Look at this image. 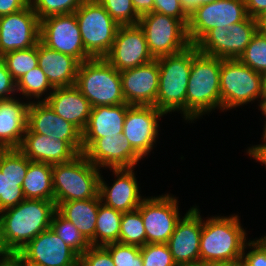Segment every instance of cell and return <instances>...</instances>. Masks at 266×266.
I'll list each match as a JSON object with an SVG mask.
<instances>
[{"instance_id": "obj_1", "label": "cell", "mask_w": 266, "mask_h": 266, "mask_svg": "<svg viewBox=\"0 0 266 266\" xmlns=\"http://www.w3.org/2000/svg\"><path fill=\"white\" fill-rule=\"evenodd\" d=\"M54 201L24 199L0 212V242L6 253H18L33 238L50 228Z\"/></svg>"}, {"instance_id": "obj_2", "label": "cell", "mask_w": 266, "mask_h": 266, "mask_svg": "<svg viewBox=\"0 0 266 266\" xmlns=\"http://www.w3.org/2000/svg\"><path fill=\"white\" fill-rule=\"evenodd\" d=\"M199 53L191 44L185 50L159 58V89L155 107L164 114L180 111L186 120V93L194 57Z\"/></svg>"}, {"instance_id": "obj_3", "label": "cell", "mask_w": 266, "mask_h": 266, "mask_svg": "<svg viewBox=\"0 0 266 266\" xmlns=\"http://www.w3.org/2000/svg\"><path fill=\"white\" fill-rule=\"evenodd\" d=\"M238 215L212 216L202 219L200 263L236 261L241 259L247 243L246 231Z\"/></svg>"}, {"instance_id": "obj_4", "label": "cell", "mask_w": 266, "mask_h": 266, "mask_svg": "<svg viewBox=\"0 0 266 266\" xmlns=\"http://www.w3.org/2000/svg\"><path fill=\"white\" fill-rule=\"evenodd\" d=\"M220 69L221 58L200 52L194 57L186 93V121L221 109Z\"/></svg>"}, {"instance_id": "obj_5", "label": "cell", "mask_w": 266, "mask_h": 266, "mask_svg": "<svg viewBox=\"0 0 266 266\" xmlns=\"http://www.w3.org/2000/svg\"><path fill=\"white\" fill-rule=\"evenodd\" d=\"M100 170L83 153L71 161L53 164L52 178L56 207L62 202L92 199L99 195Z\"/></svg>"}, {"instance_id": "obj_6", "label": "cell", "mask_w": 266, "mask_h": 266, "mask_svg": "<svg viewBox=\"0 0 266 266\" xmlns=\"http://www.w3.org/2000/svg\"><path fill=\"white\" fill-rule=\"evenodd\" d=\"M75 86L96 106L127 104L118 72L105 58H92L79 64Z\"/></svg>"}, {"instance_id": "obj_7", "label": "cell", "mask_w": 266, "mask_h": 266, "mask_svg": "<svg viewBox=\"0 0 266 266\" xmlns=\"http://www.w3.org/2000/svg\"><path fill=\"white\" fill-rule=\"evenodd\" d=\"M264 75L238 59H221V110L246 105L263 97Z\"/></svg>"}, {"instance_id": "obj_8", "label": "cell", "mask_w": 266, "mask_h": 266, "mask_svg": "<svg viewBox=\"0 0 266 266\" xmlns=\"http://www.w3.org/2000/svg\"><path fill=\"white\" fill-rule=\"evenodd\" d=\"M74 13L85 51L92 58H104L112 48L120 25L97 0H85Z\"/></svg>"}, {"instance_id": "obj_9", "label": "cell", "mask_w": 266, "mask_h": 266, "mask_svg": "<svg viewBox=\"0 0 266 266\" xmlns=\"http://www.w3.org/2000/svg\"><path fill=\"white\" fill-rule=\"evenodd\" d=\"M138 24L144 30L154 59L179 53L191 45L187 25L174 17L153 11L140 16Z\"/></svg>"}, {"instance_id": "obj_10", "label": "cell", "mask_w": 266, "mask_h": 266, "mask_svg": "<svg viewBox=\"0 0 266 266\" xmlns=\"http://www.w3.org/2000/svg\"><path fill=\"white\" fill-rule=\"evenodd\" d=\"M257 31L256 18L209 30L196 44L200 53L221 59H239Z\"/></svg>"}, {"instance_id": "obj_11", "label": "cell", "mask_w": 266, "mask_h": 266, "mask_svg": "<svg viewBox=\"0 0 266 266\" xmlns=\"http://www.w3.org/2000/svg\"><path fill=\"white\" fill-rule=\"evenodd\" d=\"M39 41L50 49L73 56L80 63L92 59L85 51L75 13L40 20Z\"/></svg>"}, {"instance_id": "obj_12", "label": "cell", "mask_w": 266, "mask_h": 266, "mask_svg": "<svg viewBox=\"0 0 266 266\" xmlns=\"http://www.w3.org/2000/svg\"><path fill=\"white\" fill-rule=\"evenodd\" d=\"M247 16L244 0H217L201 5L189 15V40L195 45L209 30L239 23Z\"/></svg>"}, {"instance_id": "obj_13", "label": "cell", "mask_w": 266, "mask_h": 266, "mask_svg": "<svg viewBox=\"0 0 266 266\" xmlns=\"http://www.w3.org/2000/svg\"><path fill=\"white\" fill-rule=\"evenodd\" d=\"M137 210L145 227L146 244L167 243L181 219L178 200L170 194L145 198Z\"/></svg>"}, {"instance_id": "obj_14", "label": "cell", "mask_w": 266, "mask_h": 266, "mask_svg": "<svg viewBox=\"0 0 266 266\" xmlns=\"http://www.w3.org/2000/svg\"><path fill=\"white\" fill-rule=\"evenodd\" d=\"M118 72L144 65L154 58L149 53L144 30L136 25H120L109 53L104 57Z\"/></svg>"}, {"instance_id": "obj_15", "label": "cell", "mask_w": 266, "mask_h": 266, "mask_svg": "<svg viewBox=\"0 0 266 266\" xmlns=\"http://www.w3.org/2000/svg\"><path fill=\"white\" fill-rule=\"evenodd\" d=\"M40 40V20L31 4L0 17V54L36 46Z\"/></svg>"}, {"instance_id": "obj_16", "label": "cell", "mask_w": 266, "mask_h": 266, "mask_svg": "<svg viewBox=\"0 0 266 266\" xmlns=\"http://www.w3.org/2000/svg\"><path fill=\"white\" fill-rule=\"evenodd\" d=\"M164 115L152 105H130L127 110L123 134L142 158L153 149L159 134V118Z\"/></svg>"}, {"instance_id": "obj_17", "label": "cell", "mask_w": 266, "mask_h": 266, "mask_svg": "<svg viewBox=\"0 0 266 266\" xmlns=\"http://www.w3.org/2000/svg\"><path fill=\"white\" fill-rule=\"evenodd\" d=\"M18 254L39 266H79V256L51 228L33 238Z\"/></svg>"}, {"instance_id": "obj_18", "label": "cell", "mask_w": 266, "mask_h": 266, "mask_svg": "<svg viewBox=\"0 0 266 266\" xmlns=\"http://www.w3.org/2000/svg\"><path fill=\"white\" fill-rule=\"evenodd\" d=\"M27 127L33 133L65 140L78 154L82 153V132L56 114L45 101L30 102Z\"/></svg>"}, {"instance_id": "obj_19", "label": "cell", "mask_w": 266, "mask_h": 266, "mask_svg": "<svg viewBox=\"0 0 266 266\" xmlns=\"http://www.w3.org/2000/svg\"><path fill=\"white\" fill-rule=\"evenodd\" d=\"M197 206L191 207L180 219L167 245L177 265L200 263L202 217Z\"/></svg>"}, {"instance_id": "obj_20", "label": "cell", "mask_w": 266, "mask_h": 266, "mask_svg": "<svg viewBox=\"0 0 266 266\" xmlns=\"http://www.w3.org/2000/svg\"><path fill=\"white\" fill-rule=\"evenodd\" d=\"M30 162L18 148L0 149V212L25 199L21 186Z\"/></svg>"}, {"instance_id": "obj_21", "label": "cell", "mask_w": 266, "mask_h": 266, "mask_svg": "<svg viewBox=\"0 0 266 266\" xmlns=\"http://www.w3.org/2000/svg\"><path fill=\"white\" fill-rule=\"evenodd\" d=\"M122 93L127 104H156L159 89L158 60L120 72Z\"/></svg>"}, {"instance_id": "obj_22", "label": "cell", "mask_w": 266, "mask_h": 266, "mask_svg": "<svg viewBox=\"0 0 266 266\" xmlns=\"http://www.w3.org/2000/svg\"><path fill=\"white\" fill-rule=\"evenodd\" d=\"M84 156L100 168H134L142 157L132 148L124 134L95 139L84 151Z\"/></svg>"}, {"instance_id": "obj_23", "label": "cell", "mask_w": 266, "mask_h": 266, "mask_svg": "<svg viewBox=\"0 0 266 266\" xmlns=\"http://www.w3.org/2000/svg\"><path fill=\"white\" fill-rule=\"evenodd\" d=\"M134 168H110L115 177L112 186H108L100 176L99 196L104 205L122 213L137 210L145 199L139 192Z\"/></svg>"}, {"instance_id": "obj_24", "label": "cell", "mask_w": 266, "mask_h": 266, "mask_svg": "<svg viewBox=\"0 0 266 266\" xmlns=\"http://www.w3.org/2000/svg\"><path fill=\"white\" fill-rule=\"evenodd\" d=\"M49 93V96L41 101H45L56 114L83 132L88 124L92 106L80 90L74 85L54 88Z\"/></svg>"}, {"instance_id": "obj_25", "label": "cell", "mask_w": 266, "mask_h": 266, "mask_svg": "<svg viewBox=\"0 0 266 266\" xmlns=\"http://www.w3.org/2000/svg\"><path fill=\"white\" fill-rule=\"evenodd\" d=\"M30 161L58 164L71 161L78 153L65 141L33 133L26 128L18 148Z\"/></svg>"}, {"instance_id": "obj_26", "label": "cell", "mask_w": 266, "mask_h": 266, "mask_svg": "<svg viewBox=\"0 0 266 266\" xmlns=\"http://www.w3.org/2000/svg\"><path fill=\"white\" fill-rule=\"evenodd\" d=\"M129 107L130 104L93 107L82 132V153L95 139L122 134Z\"/></svg>"}, {"instance_id": "obj_27", "label": "cell", "mask_w": 266, "mask_h": 266, "mask_svg": "<svg viewBox=\"0 0 266 266\" xmlns=\"http://www.w3.org/2000/svg\"><path fill=\"white\" fill-rule=\"evenodd\" d=\"M79 64L73 56L60 53L38 42V66L53 88L74 86Z\"/></svg>"}, {"instance_id": "obj_28", "label": "cell", "mask_w": 266, "mask_h": 266, "mask_svg": "<svg viewBox=\"0 0 266 266\" xmlns=\"http://www.w3.org/2000/svg\"><path fill=\"white\" fill-rule=\"evenodd\" d=\"M30 101L25 103L12 99L0 100V149L21 146L28 118Z\"/></svg>"}, {"instance_id": "obj_29", "label": "cell", "mask_w": 266, "mask_h": 266, "mask_svg": "<svg viewBox=\"0 0 266 266\" xmlns=\"http://www.w3.org/2000/svg\"><path fill=\"white\" fill-rule=\"evenodd\" d=\"M101 203L98 195L92 199L62 202L56 210L68 221H71L80 233L94 246L97 213Z\"/></svg>"}, {"instance_id": "obj_30", "label": "cell", "mask_w": 266, "mask_h": 266, "mask_svg": "<svg viewBox=\"0 0 266 266\" xmlns=\"http://www.w3.org/2000/svg\"><path fill=\"white\" fill-rule=\"evenodd\" d=\"M52 169L49 163H29L21 186L25 199L54 201Z\"/></svg>"}, {"instance_id": "obj_31", "label": "cell", "mask_w": 266, "mask_h": 266, "mask_svg": "<svg viewBox=\"0 0 266 266\" xmlns=\"http://www.w3.org/2000/svg\"><path fill=\"white\" fill-rule=\"evenodd\" d=\"M121 219L122 212L101 202L97 213L94 246H105L119 242Z\"/></svg>"}, {"instance_id": "obj_32", "label": "cell", "mask_w": 266, "mask_h": 266, "mask_svg": "<svg viewBox=\"0 0 266 266\" xmlns=\"http://www.w3.org/2000/svg\"><path fill=\"white\" fill-rule=\"evenodd\" d=\"M50 228L78 256L91 246L90 242L80 233L77 227L71 221L65 219L57 210L52 216Z\"/></svg>"}, {"instance_id": "obj_33", "label": "cell", "mask_w": 266, "mask_h": 266, "mask_svg": "<svg viewBox=\"0 0 266 266\" xmlns=\"http://www.w3.org/2000/svg\"><path fill=\"white\" fill-rule=\"evenodd\" d=\"M2 59L15 82L38 66V43L26 49L8 52Z\"/></svg>"}, {"instance_id": "obj_34", "label": "cell", "mask_w": 266, "mask_h": 266, "mask_svg": "<svg viewBox=\"0 0 266 266\" xmlns=\"http://www.w3.org/2000/svg\"><path fill=\"white\" fill-rule=\"evenodd\" d=\"M119 243L140 247L146 244L145 227L138 210L122 213Z\"/></svg>"}, {"instance_id": "obj_35", "label": "cell", "mask_w": 266, "mask_h": 266, "mask_svg": "<svg viewBox=\"0 0 266 266\" xmlns=\"http://www.w3.org/2000/svg\"><path fill=\"white\" fill-rule=\"evenodd\" d=\"M238 60L254 71L266 75V35L256 31Z\"/></svg>"}, {"instance_id": "obj_36", "label": "cell", "mask_w": 266, "mask_h": 266, "mask_svg": "<svg viewBox=\"0 0 266 266\" xmlns=\"http://www.w3.org/2000/svg\"><path fill=\"white\" fill-rule=\"evenodd\" d=\"M16 90L22 93L23 96L36 98L39 102L40 97H42L45 92L48 90L53 91L54 88L49 83L42 69L37 66L16 82Z\"/></svg>"}, {"instance_id": "obj_37", "label": "cell", "mask_w": 266, "mask_h": 266, "mask_svg": "<svg viewBox=\"0 0 266 266\" xmlns=\"http://www.w3.org/2000/svg\"><path fill=\"white\" fill-rule=\"evenodd\" d=\"M85 0H30L39 20L53 15L74 13Z\"/></svg>"}, {"instance_id": "obj_38", "label": "cell", "mask_w": 266, "mask_h": 266, "mask_svg": "<svg viewBox=\"0 0 266 266\" xmlns=\"http://www.w3.org/2000/svg\"><path fill=\"white\" fill-rule=\"evenodd\" d=\"M119 25H136L140 16L133 7L132 0H97Z\"/></svg>"}, {"instance_id": "obj_39", "label": "cell", "mask_w": 266, "mask_h": 266, "mask_svg": "<svg viewBox=\"0 0 266 266\" xmlns=\"http://www.w3.org/2000/svg\"><path fill=\"white\" fill-rule=\"evenodd\" d=\"M103 247L110 253L115 266H143L140 246L116 242Z\"/></svg>"}, {"instance_id": "obj_40", "label": "cell", "mask_w": 266, "mask_h": 266, "mask_svg": "<svg viewBox=\"0 0 266 266\" xmlns=\"http://www.w3.org/2000/svg\"><path fill=\"white\" fill-rule=\"evenodd\" d=\"M143 266H177L167 243H148L140 247Z\"/></svg>"}, {"instance_id": "obj_41", "label": "cell", "mask_w": 266, "mask_h": 266, "mask_svg": "<svg viewBox=\"0 0 266 266\" xmlns=\"http://www.w3.org/2000/svg\"><path fill=\"white\" fill-rule=\"evenodd\" d=\"M251 249L245 254L246 247ZM244 266H266V236L246 243L241 257Z\"/></svg>"}, {"instance_id": "obj_42", "label": "cell", "mask_w": 266, "mask_h": 266, "mask_svg": "<svg viewBox=\"0 0 266 266\" xmlns=\"http://www.w3.org/2000/svg\"><path fill=\"white\" fill-rule=\"evenodd\" d=\"M79 266H115V264L103 246H90L79 256Z\"/></svg>"}, {"instance_id": "obj_43", "label": "cell", "mask_w": 266, "mask_h": 266, "mask_svg": "<svg viewBox=\"0 0 266 266\" xmlns=\"http://www.w3.org/2000/svg\"><path fill=\"white\" fill-rule=\"evenodd\" d=\"M154 12L174 17L188 25L189 16L182 8L180 0H154Z\"/></svg>"}, {"instance_id": "obj_44", "label": "cell", "mask_w": 266, "mask_h": 266, "mask_svg": "<svg viewBox=\"0 0 266 266\" xmlns=\"http://www.w3.org/2000/svg\"><path fill=\"white\" fill-rule=\"evenodd\" d=\"M14 92H17L16 82L12 78L1 57L0 58V100L12 99L13 96L11 94L12 93L14 94Z\"/></svg>"}, {"instance_id": "obj_45", "label": "cell", "mask_w": 266, "mask_h": 266, "mask_svg": "<svg viewBox=\"0 0 266 266\" xmlns=\"http://www.w3.org/2000/svg\"><path fill=\"white\" fill-rule=\"evenodd\" d=\"M30 0H0V17L26 8Z\"/></svg>"}, {"instance_id": "obj_46", "label": "cell", "mask_w": 266, "mask_h": 266, "mask_svg": "<svg viewBox=\"0 0 266 266\" xmlns=\"http://www.w3.org/2000/svg\"><path fill=\"white\" fill-rule=\"evenodd\" d=\"M248 16L256 18L266 11V0H244Z\"/></svg>"}, {"instance_id": "obj_47", "label": "cell", "mask_w": 266, "mask_h": 266, "mask_svg": "<svg viewBox=\"0 0 266 266\" xmlns=\"http://www.w3.org/2000/svg\"><path fill=\"white\" fill-rule=\"evenodd\" d=\"M0 266H25V260L18 253H5L0 257Z\"/></svg>"}, {"instance_id": "obj_48", "label": "cell", "mask_w": 266, "mask_h": 266, "mask_svg": "<svg viewBox=\"0 0 266 266\" xmlns=\"http://www.w3.org/2000/svg\"><path fill=\"white\" fill-rule=\"evenodd\" d=\"M132 4L139 16L154 11V0H132Z\"/></svg>"}, {"instance_id": "obj_49", "label": "cell", "mask_w": 266, "mask_h": 266, "mask_svg": "<svg viewBox=\"0 0 266 266\" xmlns=\"http://www.w3.org/2000/svg\"><path fill=\"white\" fill-rule=\"evenodd\" d=\"M217 0H180L181 6L189 16L192 14L199 6L204 4H209Z\"/></svg>"}, {"instance_id": "obj_50", "label": "cell", "mask_w": 266, "mask_h": 266, "mask_svg": "<svg viewBox=\"0 0 266 266\" xmlns=\"http://www.w3.org/2000/svg\"><path fill=\"white\" fill-rule=\"evenodd\" d=\"M250 157L266 165V146H252L247 150Z\"/></svg>"}, {"instance_id": "obj_51", "label": "cell", "mask_w": 266, "mask_h": 266, "mask_svg": "<svg viewBox=\"0 0 266 266\" xmlns=\"http://www.w3.org/2000/svg\"><path fill=\"white\" fill-rule=\"evenodd\" d=\"M257 31L266 35V11L256 17Z\"/></svg>"}, {"instance_id": "obj_52", "label": "cell", "mask_w": 266, "mask_h": 266, "mask_svg": "<svg viewBox=\"0 0 266 266\" xmlns=\"http://www.w3.org/2000/svg\"><path fill=\"white\" fill-rule=\"evenodd\" d=\"M206 266H244L241 259L236 261H227V262H214L206 264Z\"/></svg>"}, {"instance_id": "obj_53", "label": "cell", "mask_w": 266, "mask_h": 266, "mask_svg": "<svg viewBox=\"0 0 266 266\" xmlns=\"http://www.w3.org/2000/svg\"><path fill=\"white\" fill-rule=\"evenodd\" d=\"M259 103H260L259 104L260 110L262 111V114L266 118V99H261V101Z\"/></svg>"}, {"instance_id": "obj_54", "label": "cell", "mask_w": 266, "mask_h": 266, "mask_svg": "<svg viewBox=\"0 0 266 266\" xmlns=\"http://www.w3.org/2000/svg\"><path fill=\"white\" fill-rule=\"evenodd\" d=\"M263 144H259V145H254V146H266V122H265V125H264V130H263Z\"/></svg>"}, {"instance_id": "obj_55", "label": "cell", "mask_w": 266, "mask_h": 266, "mask_svg": "<svg viewBox=\"0 0 266 266\" xmlns=\"http://www.w3.org/2000/svg\"><path fill=\"white\" fill-rule=\"evenodd\" d=\"M261 99H266V75H264L263 97Z\"/></svg>"}, {"instance_id": "obj_56", "label": "cell", "mask_w": 266, "mask_h": 266, "mask_svg": "<svg viewBox=\"0 0 266 266\" xmlns=\"http://www.w3.org/2000/svg\"><path fill=\"white\" fill-rule=\"evenodd\" d=\"M177 266H206V264L203 263H195V264H182Z\"/></svg>"}, {"instance_id": "obj_57", "label": "cell", "mask_w": 266, "mask_h": 266, "mask_svg": "<svg viewBox=\"0 0 266 266\" xmlns=\"http://www.w3.org/2000/svg\"><path fill=\"white\" fill-rule=\"evenodd\" d=\"M25 266H39V265H36V264H33V263L25 261Z\"/></svg>"}, {"instance_id": "obj_58", "label": "cell", "mask_w": 266, "mask_h": 266, "mask_svg": "<svg viewBox=\"0 0 266 266\" xmlns=\"http://www.w3.org/2000/svg\"><path fill=\"white\" fill-rule=\"evenodd\" d=\"M0 252H5L4 249L1 246V242H0Z\"/></svg>"}, {"instance_id": "obj_59", "label": "cell", "mask_w": 266, "mask_h": 266, "mask_svg": "<svg viewBox=\"0 0 266 266\" xmlns=\"http://www.w3.org/2000/svg\"><path fill=\"white\" fill-rule=\"evenodd\" d=\"M6 252H0V257H2Z\"/></svg>"}]
</instances>
